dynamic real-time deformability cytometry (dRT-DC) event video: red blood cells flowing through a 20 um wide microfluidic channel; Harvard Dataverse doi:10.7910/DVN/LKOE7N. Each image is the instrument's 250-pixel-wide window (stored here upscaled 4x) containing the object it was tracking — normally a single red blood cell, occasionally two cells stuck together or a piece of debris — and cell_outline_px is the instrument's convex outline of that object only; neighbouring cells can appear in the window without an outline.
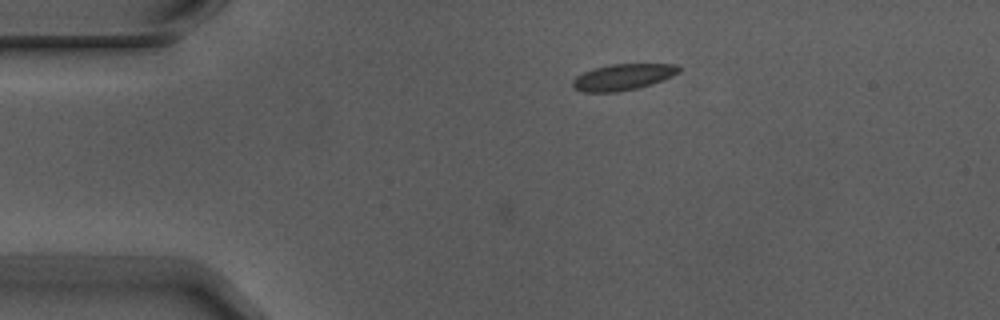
{"species": "Egyptian fruit bat (a non-hibernating species)", "species_latin": "Rousettus aegyptiacus", "temperature_condition": "warm", "stored_images_in_passage": 5, "camera_frame_rate_fps": 3000, "um_per_image_px": 0.085, "animal": {"sex": "male"}, "frame": {"image": 1, "passage_image": 3, "time_ms": 0.667, "image_size_px": [1000, 320], "cell_outline_px": [[680, 72], [672, 76], [652, 84], [636, 88], [616, 92], [584, 92], [572, 88], [572, 80], [576, 76], [584, 72], [596, 68], [612, 64], [676, 64], [680, 68]], "centroid_in_image_um": [52.93, 6.55], "position_along_channel_um": 32.1, "area_um2": 16.13}}